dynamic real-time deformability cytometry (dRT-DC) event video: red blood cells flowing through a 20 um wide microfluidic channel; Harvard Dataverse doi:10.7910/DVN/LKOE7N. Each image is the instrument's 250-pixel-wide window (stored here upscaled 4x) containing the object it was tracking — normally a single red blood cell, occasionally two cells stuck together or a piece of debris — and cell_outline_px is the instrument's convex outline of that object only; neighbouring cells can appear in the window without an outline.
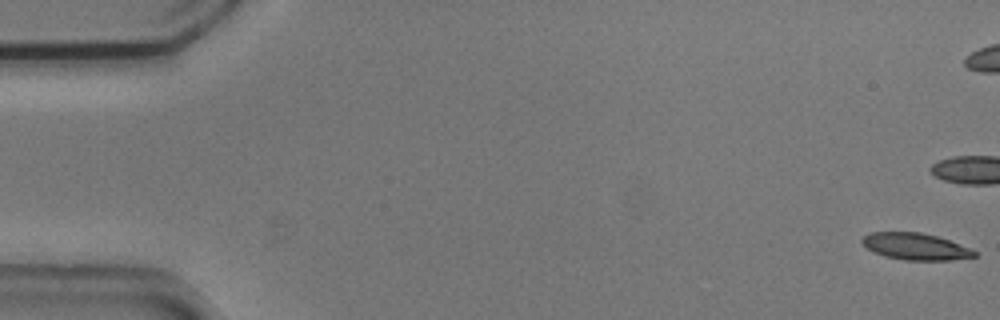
{"species": "common noctule bat (a hibernating species)", "species_latin": "Nyctalus noctula", "temperature_condition": "cold", "stored_images_in_passage": 55, "camera_frame_rate_fps": 3000, "um_per_image_px": 0.085, "animal": {"sex": "male", "body_mass_g": 20.5, "forearm_length_mm": 52.5}, "frame": {"image": 1, "passage_image": 1, "time_ms": 0.0, "image_size_px": [1000, 320], "cell_outline_px": [[976, 256], [952, 260], [904, 260], [884, 256], [872, 252], [860, 240], [864, 236], [872, 232], [920, 232], [936, 236], [948, 240], [968, 248], [976, 252]], "centroid_in_image_um": [77.78, 20.95], "position_along_channel_um": 7.2, "area_um2": 17.28}, "authors_computed_cell_mechanics": {"area_um2": 18.785, "velocity_mm_per_s": 3.7223, "shape_relaxation_time_tau1_ms": 5.7066, "shape_relaxation_time_tau2_ms": 8.3778, "deformation_change_tau1": 0.1455, "deformation_change_tau2": 0.1928}}